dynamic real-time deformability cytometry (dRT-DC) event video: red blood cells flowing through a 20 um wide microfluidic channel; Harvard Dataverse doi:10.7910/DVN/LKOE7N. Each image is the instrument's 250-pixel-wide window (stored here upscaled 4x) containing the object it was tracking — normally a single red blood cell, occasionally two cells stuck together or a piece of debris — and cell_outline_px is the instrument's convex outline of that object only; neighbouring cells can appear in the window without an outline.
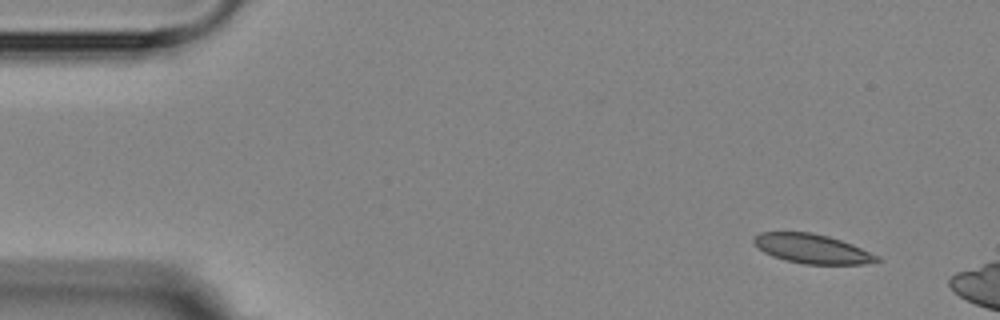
{"species": "Egyptian fruit bat (a non-hibernating species)", "species_latin": "Rousettus aegyptiacus", "temperature_condition": "room temperature", "stored_images_in_passage": 3, "camera_frame_rate_fps": 3000, "um_per_image_px": 0.085, "animal": {"sex": "female"}, "frame": {"image": 1, "passage_image": 1, "time_ms": 0.0, "image_size_px": [1000, 320], "cell_outline_px": [[884, 260], [864, 264], [804, 264], [784, 260], [772, 256], [764, 252], [752, 244], [752, 236], [760, 232], [812, 232], [828, 236], [852, 244], [880, 256]], "centroid_in_image_um": [69.01, 21.14], "position_along_channel_um": 16.0, "area_um2": 21.33}}